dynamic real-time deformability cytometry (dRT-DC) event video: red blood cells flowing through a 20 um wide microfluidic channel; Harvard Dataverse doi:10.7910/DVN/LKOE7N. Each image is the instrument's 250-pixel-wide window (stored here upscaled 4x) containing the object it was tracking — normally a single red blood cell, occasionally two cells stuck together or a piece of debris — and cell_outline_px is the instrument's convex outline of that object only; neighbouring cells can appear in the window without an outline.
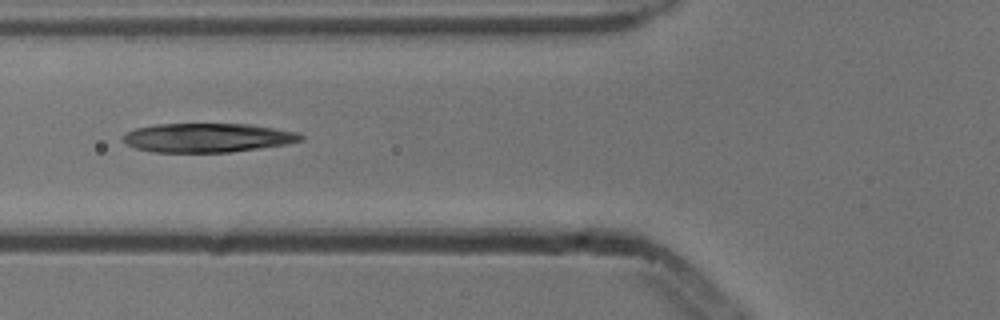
{"species": "common noctule bat (a hibernating species)", "species_latin": "Nyctalus noctula", "temperature_condition": "cold", "stored_images_in_passage": 3, "camera_frame_rate_fps": 3000, "um_per_image_px": 0.085, "animal": {"sex": "male", "body_mass_g": 13.3}, "frame": {"image": 1, "passage_image": 3, "time_ms": 0.667, "image_size_px": [1000, 320], "cell_outline_px": [[304, 140], [284, 144], [260, 148], [228, 152], [152, 152], [136, 148], [128, 144], [124, 140], [124, 132], [136, 128], [156, 124], [248, 124], [300, 132], [304, 136]], "centroid_in_image_um": [17.66, 11.7], "position_along_channel_um": 108.1, "area_um2": 30.0}}